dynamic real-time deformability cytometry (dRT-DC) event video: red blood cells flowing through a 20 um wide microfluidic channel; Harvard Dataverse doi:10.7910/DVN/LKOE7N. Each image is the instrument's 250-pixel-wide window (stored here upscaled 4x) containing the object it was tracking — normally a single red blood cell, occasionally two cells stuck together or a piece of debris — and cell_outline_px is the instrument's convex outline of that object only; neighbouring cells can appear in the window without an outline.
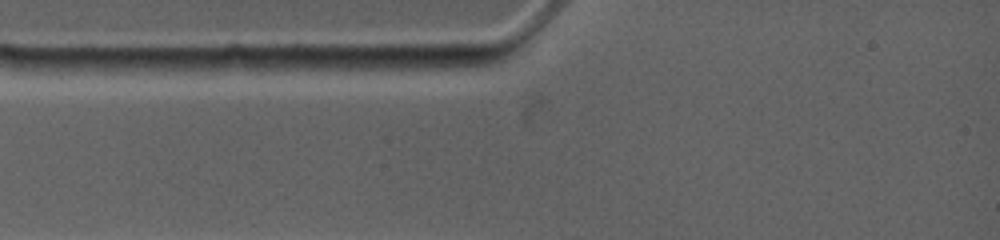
{"species": "common noctule bat (a hibernating species)", "species_latin": "Nyctalus noctula", "temperature_condition": "warm", "stored_images_in_passage": 5, "camera_frame_rate_fps": 4500, "um_per_image_px": 0.085, "animal": {"sex": "female", "body_mass_g": 19.0, "forearm_length_mm": 53.3}, "frame": {"image": 1, "passage_image": 1, "time_ms": 0.0, "image_size_px": [1000, 240], "cell_outline_px": [[260, 72], [204, 76], [156, 68], [160, 64], [168, 60], [228, 56], [244, 56]], "centroid_in_image_um": [17.9, 5.6], "position_along_channel_um": 67.1, "area_um2": 10.4}}